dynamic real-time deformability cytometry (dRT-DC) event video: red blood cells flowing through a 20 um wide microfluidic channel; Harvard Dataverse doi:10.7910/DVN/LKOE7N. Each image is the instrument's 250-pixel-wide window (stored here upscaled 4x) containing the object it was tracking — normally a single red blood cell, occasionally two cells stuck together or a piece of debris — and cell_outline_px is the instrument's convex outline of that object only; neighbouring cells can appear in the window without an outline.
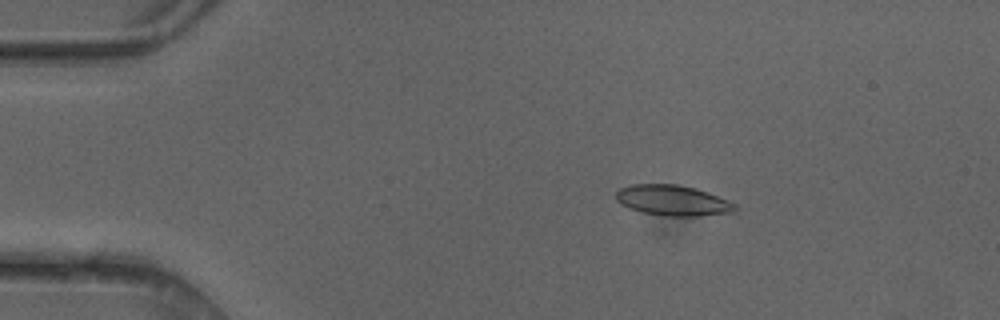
{"species": "common noctule bat (a hibernating species)", "species_latin": "Nyctalus noctula", "temperature_condition": "cold", "stored_images_in_passage": 4, "camera_frame_rate_fps": 3000, "um_per_image_px": 0.085, "animal": {"sex": "female"}, "frame": {"image": 1, "passage_image": 3, "time_ms": 0.667, "image_size_px": [1000, 320], "cell_outline_px": [[740, 208], [736, 212], [700, 216], [664, 216], [644, 212], [628, 208], [620, 204], [616, 200], [616, 192], [620, 188], [632, 184], [676, 184], [708, 192], [728, 200], [736, 204]], "centroid_in_image_um": [57.21, 17.05], "position_along_channel_um": 27.8, "area_um2": 21.33}}